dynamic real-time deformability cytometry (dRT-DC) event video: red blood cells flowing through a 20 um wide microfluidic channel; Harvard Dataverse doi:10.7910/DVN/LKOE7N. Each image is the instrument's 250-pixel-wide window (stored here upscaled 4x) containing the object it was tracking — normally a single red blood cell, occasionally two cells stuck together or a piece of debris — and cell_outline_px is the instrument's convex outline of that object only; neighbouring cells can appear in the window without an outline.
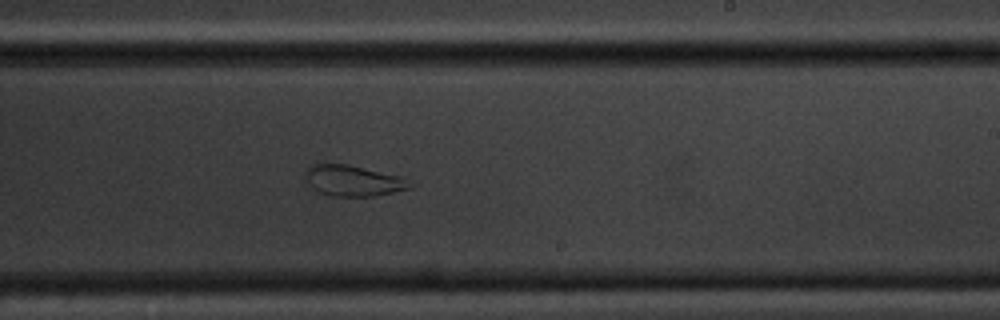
{"species": "common noctule bat (a hibernating species)", "species_latin": "Nyctalus noctula", "temperature_condition": "cold", "stored_images_in_passage": 9, "camera_frame_rate_fps": 3000, "um_per_image_px": 0.085, "animal": {"sex": "male", "body_mass_g": 20.1, "forearm_length_mm": 53.5}, "frame": {"image": 1, "passage_image": 9, "time_ms": 10.0, "image_size_px": [1000, 320], "cell_outline_px": [[416, 184], [412, 188], [372, 196], [332, 196], [320, 192], [312, 188], [308, 184], [304, 176], [304, 172], [312, 164], [324, 160], [348, 164], [404, 176]], "centroid_in_image_um": [30.02, 15.31], "position_along_channel_um": 259.0, "area_um2": 19.65}}